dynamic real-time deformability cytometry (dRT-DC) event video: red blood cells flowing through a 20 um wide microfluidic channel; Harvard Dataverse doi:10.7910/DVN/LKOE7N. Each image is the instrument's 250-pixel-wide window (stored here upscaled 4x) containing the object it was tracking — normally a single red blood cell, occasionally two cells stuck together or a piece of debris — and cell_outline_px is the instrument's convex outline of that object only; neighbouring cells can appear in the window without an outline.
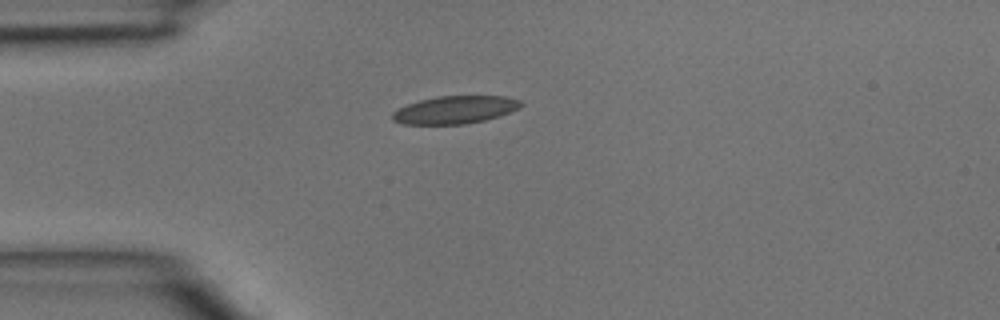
{"species": "common noctule bat (a hibernating species)", "species_latin": "Nyctalus noctula", "temperature_condition": "room temperature", "stored_images_in_passage": 2, "camera_frame_rate_fps": 3000, "um_per_image_px": 0.085, "animal": {"sex": "male", "body_mass_g": 15.6}, "frame": {"image": 1, "passage_image": 1, "time_ms": 0.0, "image_size_px": [1000, 320], "cell_outline_px": [[524, 104], [520, 108], [500, 116], [484, 120], [464, 124], [404, 124], [392, 120], [392, 112], [408, 104], [420, 100], [440, 96], [508, 96], [520, 100]], "centroid_in_image_um": [38.72, 9.33], "position_along_channel_um": 46.3, "area_um2": 20.75}}
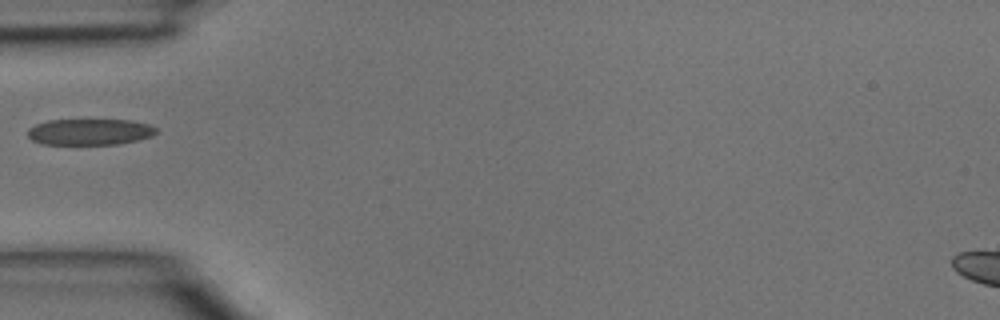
{"frame": {"image": 2, "passage_image": 2, "time_ms": 0.333, "image_size_px": [1000, 320], "cell_outline_px": [[156, 132], [152, 136], [136, 140], [116, 144], [40, 144], [32, 140], [28, 136], [28, 128], [36, 124], [48, 120], [132, 120], [148, 124], [156, 128]], "centroid_in_image_um": [7.6, 11.2], "position_along_channel_um": 77.4, "area_um2": 19.54}}